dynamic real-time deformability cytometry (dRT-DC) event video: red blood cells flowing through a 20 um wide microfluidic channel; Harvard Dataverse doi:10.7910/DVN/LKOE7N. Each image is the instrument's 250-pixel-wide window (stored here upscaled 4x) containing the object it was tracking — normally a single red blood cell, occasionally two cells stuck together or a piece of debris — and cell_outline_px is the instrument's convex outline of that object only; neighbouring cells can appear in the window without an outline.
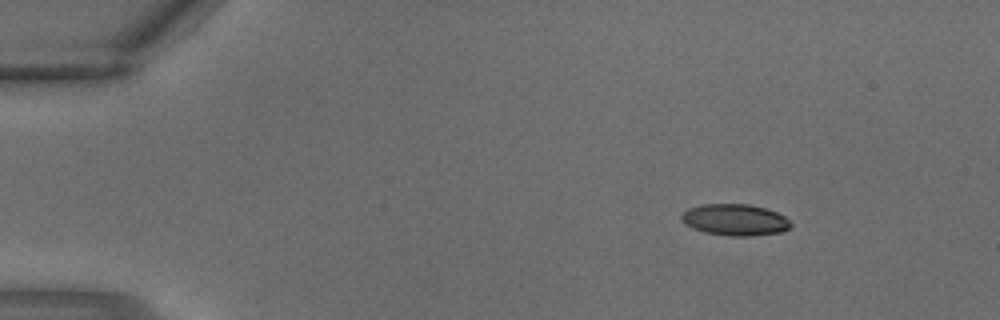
{"species": "common noctule bat (a hibernating species)", "species_latin": "Nyctalus noctula", "temperature_condition": "warm", "stored_images_in_passage": 2, "camera_frame_rate_fps": 3000, "um_per_image_px": 0.085, "animal": {"sex": "male", "body_mass_g": 18.8}, "frame": {"image": 1, "passage_image": 1, "time_ms": 0.0, "image_size_px": [1000, 320], "cell_outline_px": [[792, 224], [788, 228], [780, 232], [752, 236], [728, 236], [704, 232], [692, 228], [684, 224], [680, 220], [680, 216], [688, 208], [700, 204], [748, 204], [768, 208], [784, 216]], "centroid_in_image_um": [62.43, 18.68], "position_along_channel_um": 22.6, "area_um2": 20.23}}